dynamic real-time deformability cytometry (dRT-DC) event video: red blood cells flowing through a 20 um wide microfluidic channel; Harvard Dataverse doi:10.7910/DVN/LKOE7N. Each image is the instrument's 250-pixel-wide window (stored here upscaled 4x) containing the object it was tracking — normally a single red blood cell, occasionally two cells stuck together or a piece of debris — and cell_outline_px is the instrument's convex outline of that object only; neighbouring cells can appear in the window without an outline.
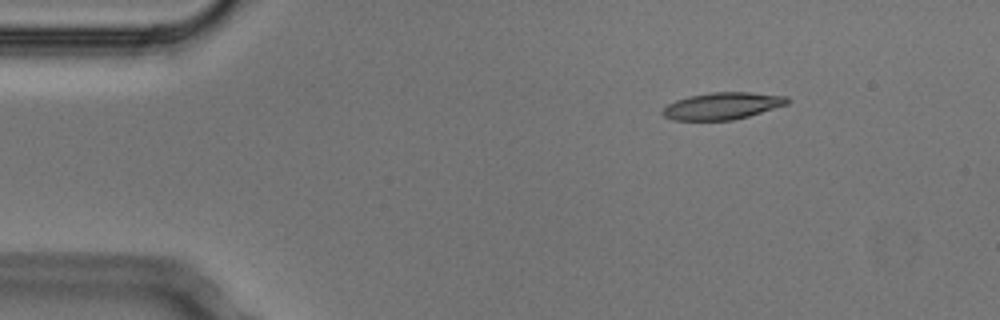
{"species": "Egyptian fruit bat (a non-hibernating species)", "species_latin": "Rousettus aegyptiacus", "temperature_condition": "cold", "stored_images_in_passage": 4, "camera_frame_rate_fps": 3000, "um_per_image_px": 0.085, "animal": {"sex": "male"}, "frame": {"image": 1, "passage_image": 2, "time_ms": 0.333, "image_size_px": [1000, 320], "cell_outline_px": [[792, 100], [788, 104], [748, 116], [732, 120], [672, 120], [664, 116], [660, 112], [668, 104], [676, 100], [688, 96], [712, 92], [752, 92], [788, 96]], "centroid_in_image_um": [61.42, 8.99], "position_along_channel_um": 23.6, "area_um2": 19.71}}